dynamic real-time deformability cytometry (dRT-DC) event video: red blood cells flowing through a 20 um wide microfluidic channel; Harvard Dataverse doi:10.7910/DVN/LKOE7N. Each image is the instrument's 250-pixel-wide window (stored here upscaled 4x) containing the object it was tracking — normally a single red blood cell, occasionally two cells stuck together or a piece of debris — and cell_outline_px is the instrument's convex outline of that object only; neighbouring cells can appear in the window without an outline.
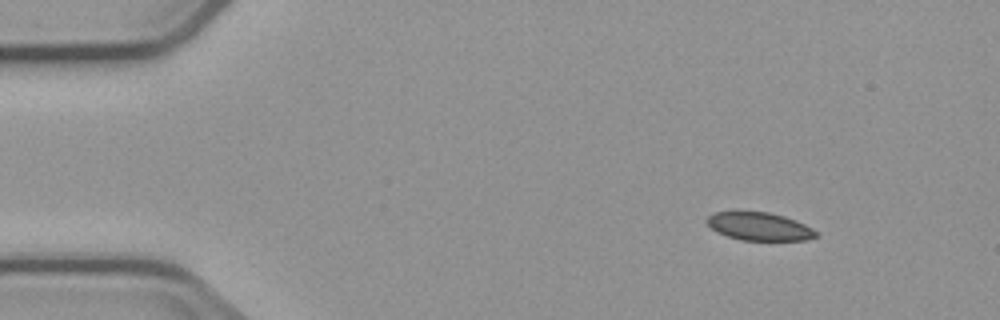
{"species": "common noctule bat (a hibernating species)", "species_latin": "Nyctalus noctula", "temperature_condition": "cold", "stored_images_in_passage": 7, "camera_frame_rate_fps": 3000, "um_per_image_px": 0.085, "animal": {"sex": "male", "body_mass_g": 23.1, "forearm_length_mm": 52.7}, "frame": {"image": 1, "passage_image": 1, "time_ms": 0.0, "image_size_px": [1000, 320], "cell_outline_px": [[820, 236], [808, 240], [740, 240], [716, 232], [704, 220], [712, 212], [736, 208], [768, 212], [784, 216], [796, 220], [812, 228]], "centroid_in_image_um": [64.47, 19.19], "position_along_channel_um": 20.5, "area_um2": 18.67}}
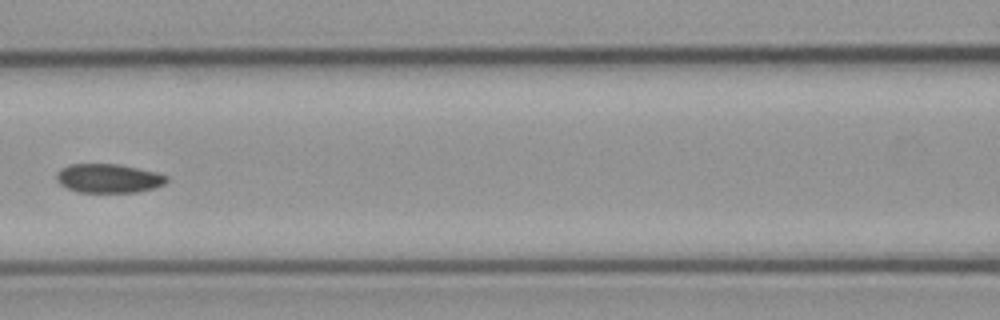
{"frame": {"image": 2, "passage_image": 6, "time_ms": 6.0, "image_size_px": [1000, 320], "cell_outline_px": [[168, 180], [164, 184], [152, 188], [136, 192], [76, 192], [60, 184], [56, 180], [56, 172], [60, 168], [68, 164], [120, 164], [156, 172], [168, 176]], "centroid_in_image_um": [9.19, 15.15], "position_along_channel_um": 157.4, "area_um2": 18.67}}
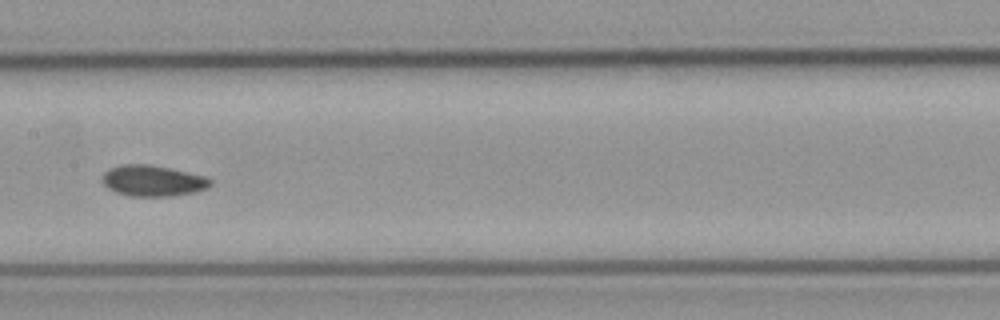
{"frame": {"image": 3, "passage_image": 7, "time_ms": 7.0, "image_size_px": [1000, 320], "cell_outline_px": [[212, 184], [208, 188], [196, 192], [168, 196], [132, 196], [116, 192], [108, 188], [100, 180], [104, 172], [120, 164], [152, 164], [204, 176], [212, 180]], "centroid_in_image_um": [12.98, 15.36], "position_along_channel_um": 194.4, "area_um2": 19.54}}